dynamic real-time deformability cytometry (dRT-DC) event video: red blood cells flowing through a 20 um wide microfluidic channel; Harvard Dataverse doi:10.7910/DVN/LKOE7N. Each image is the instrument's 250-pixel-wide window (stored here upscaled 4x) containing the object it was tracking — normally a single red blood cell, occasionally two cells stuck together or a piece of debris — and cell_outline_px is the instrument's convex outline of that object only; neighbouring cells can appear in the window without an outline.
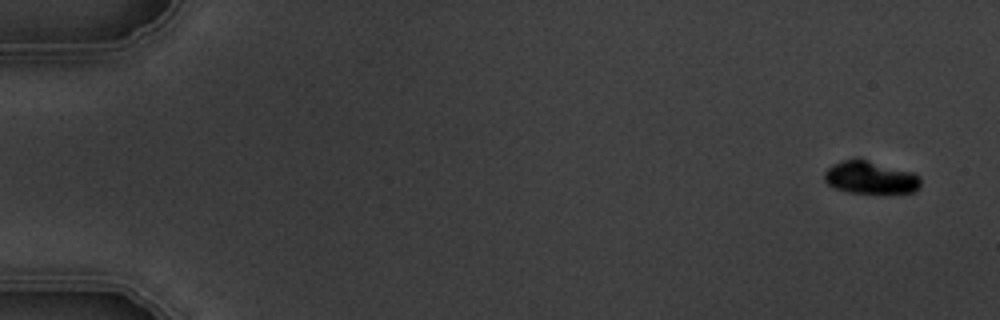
{"species": "common noctule bat (a hibernating species)", "species_latin": "Nyctalus noctula", "temperature_condition": "warm", "stored_images_in_passage": 10, "camera_frame_rate_fps": 3000, "um_per_image_px": 0.085, "animal": {"sex": "male", "body_mass_g": 19.5, "forearm_length_mm": 54.6}, "frame": {"image": 1, "passage_image": 1, "time_ms": 0.0, "image_size_px": [1000, 320], "cell_outline_px": [[920, 188], [916, 192], [848, 192], [836, 188], [828, 184], [824, 180], [824, 172], [832, 164], [856, 156], [912, 172], [920, 176]], "centroid_in_image_um": [73.97, 15.05], "position_along_channel_um": 11.0, "area_um2": 18.44}}
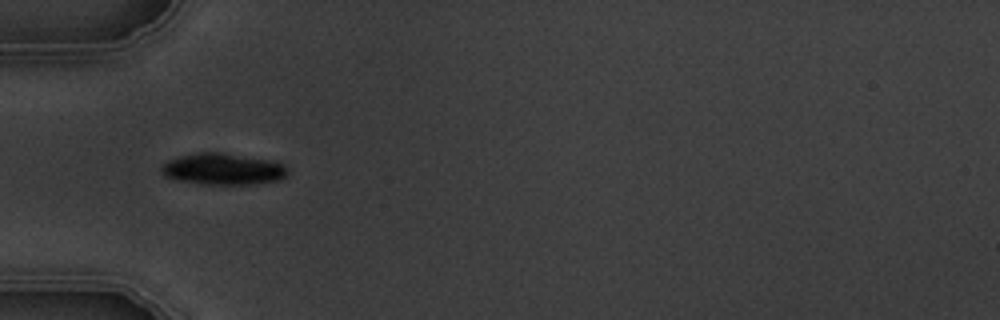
{"frame": {"image": 2, "passage_image": 5, "time_ms": 5.333, "image_size_px": [1000, 320], "cell_outline_px": [[288, 176], [280, 180], [256, 184], [200, 184], [176, 180], [164, 176], [160, 172], [160, 164], [168, 160], [180, 156], [196, 152], [220, 152], [268, 160], [284, 164], [288, 168]], "centroid_in_image_um": [18.92, 14.38], "position_along_channel_um": 66.1, "area_um2": 23.47}}
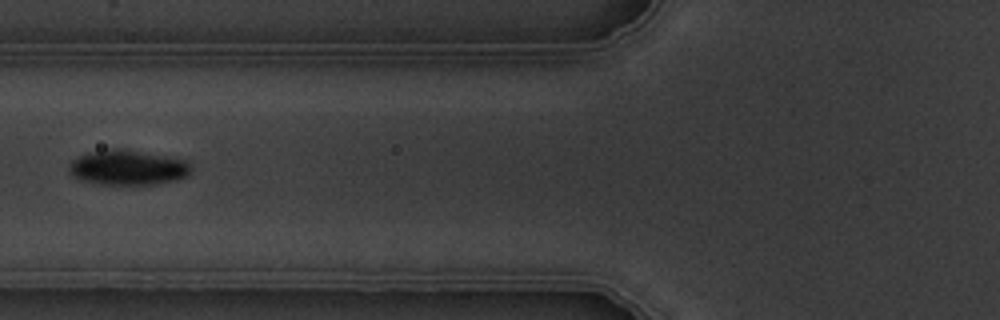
{"frame": {"image": 3, "passage_image": 6, "time_ms": 6.667, "image_size_px": [1000, 320], "cell_outline_px": [[192, 172], [188, 176], [176, 180], [156, 184], [104, 184], [80, 180], [72, 176], [68, 172], [68, 164], [72, 160], [88, 152], [112, 148], [124, 148], [188, 156], [192, 164]], "centroid_in_image_um": [11.02, 14.19], "position_along_channel_um": 114.8, "area_um2": 26.3}}